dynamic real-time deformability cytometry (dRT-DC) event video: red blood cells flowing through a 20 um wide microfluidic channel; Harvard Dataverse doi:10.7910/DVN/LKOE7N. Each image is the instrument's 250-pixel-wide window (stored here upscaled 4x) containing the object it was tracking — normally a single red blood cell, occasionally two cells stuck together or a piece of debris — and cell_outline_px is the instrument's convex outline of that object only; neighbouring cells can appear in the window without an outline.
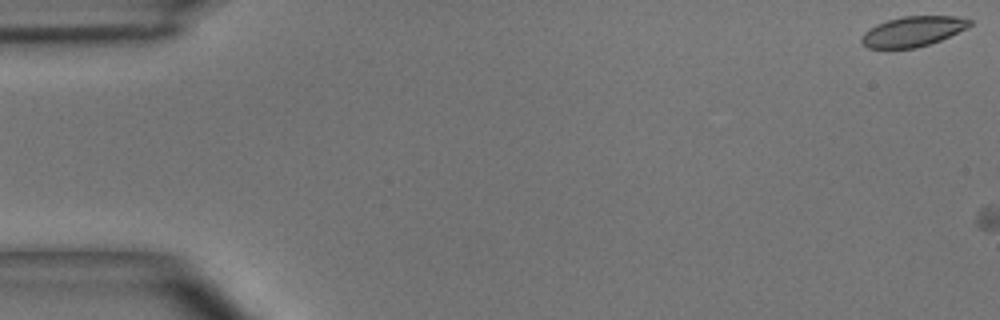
{"species": "common noctule bat (a hibernating species)", "species_latin": "Nyctalus noctula", "temperature_condition": "room temperature", "stored_images_in_passage": 2, "camera_frame_rate_fps": 3000, "um_per_image_px": 0.085, "animal": {"sex": "male", "body_mass_g": 15.6}, "frame": {"image": 1, "passage_image": 1, "time_ms": 0.0, "image_size_px": [1000, 320], "cell_outline_px": [[972, 24], [968, 28], [940, 40], [916, 48], [868, 48], [860, 40], [864, 32], [876, 24], [888, 20], [904, 16], [956, 16], [972, 20]], "centroid_in_image_um": [77.61, 2.66], "position_along_channel_um": 7.4, "area_um2": 18.9}}